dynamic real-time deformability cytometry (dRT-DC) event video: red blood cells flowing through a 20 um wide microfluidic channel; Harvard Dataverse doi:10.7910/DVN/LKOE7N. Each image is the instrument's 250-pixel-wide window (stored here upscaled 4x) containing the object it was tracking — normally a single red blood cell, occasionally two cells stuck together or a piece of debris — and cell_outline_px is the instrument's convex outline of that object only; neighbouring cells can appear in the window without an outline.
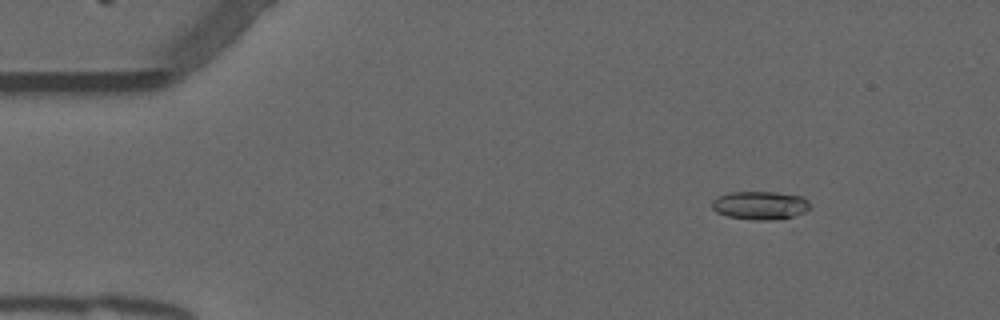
{"species": "common noctule bat (a hibernating species)", "species_latin": "Nyctalus noctula", "temperature_condition": "warm", "stored_images_in_passage": 54, "camera_frame_rate_fps": 3000, "um_per_image_px": 0.085, "animal": {"sex": "male", "forearm_length_mm": 52.5}, "frame": {"image": 1, "passage_image": 7, "time_ms": 2.0, "image_size_px": [1000, 320], "cell_outline_px": [[808, 208], [804, 212], [792, 216], [772, 220], [756, 220], [728, 216], [716, 212], [712, 208], [712, 200], [728, 192], [776, 192], [804, 196], [808, 200]], "centroid_in_image_um": [64.6, 17.44], "position_along_channel_um": 20.4, "area_um2": 16.07}}
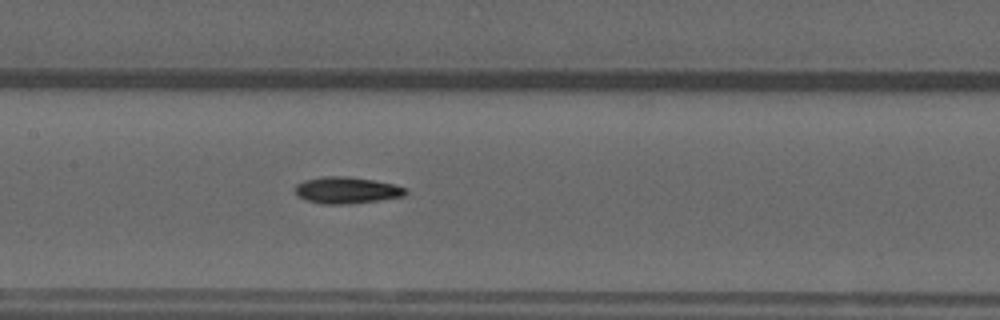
{"frame": {"image": 2, "passage_image": 26, "time_ms": 8.333, "image_size_px": [1000, 320], "cell_outline_px": [[408, 192], [404, 196], [380, 200], [348, 204], [320, 204], [304, 200], [296, 196], [296, 184], [304, 180], [324, 176], [348, 176], [376, 180], [408, 188]], "centroid_in_image_um": [29.46, 16.17], "position_along_channel_um": 177.9, "area_um2": 17.4}}
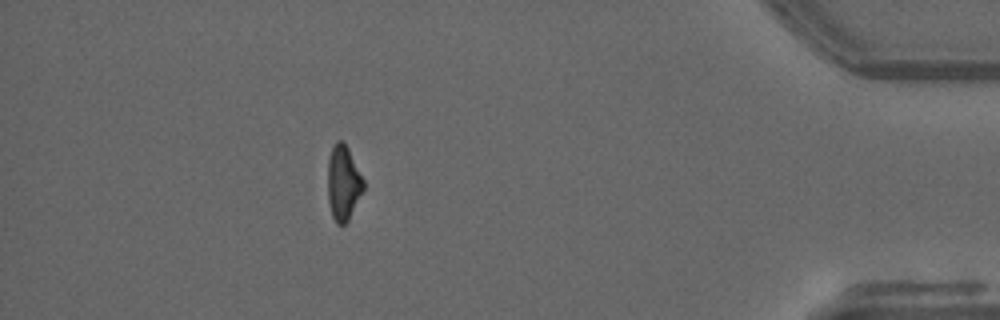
{"frame": {"image": 3, "passage_image": 48, "time_ms": 15.667, "image_size_px": [1000, 320], "cell_outline_px": [[364, 188], [348, 220], [344, 224], [336, 224], [332, 216], [328, 204], [328, 156], [336, 140], [344, 140], [364, 180]], "centroid_in_image_um": [29.16, 15.52], "position_along_channel_um": 406.0, "area_um2": 15.61}, "authors_computed_cell_mechanics": {"area_um2": 16.2129, "velocity_mm_per_s": 3.834, "shape_relaxation_time_tau1_ms": 8.8152, "shape_relaxation_time_tau2_ms": null, "deformation_change_tau1": 0.2461, "deformation_change_tau2": null}}